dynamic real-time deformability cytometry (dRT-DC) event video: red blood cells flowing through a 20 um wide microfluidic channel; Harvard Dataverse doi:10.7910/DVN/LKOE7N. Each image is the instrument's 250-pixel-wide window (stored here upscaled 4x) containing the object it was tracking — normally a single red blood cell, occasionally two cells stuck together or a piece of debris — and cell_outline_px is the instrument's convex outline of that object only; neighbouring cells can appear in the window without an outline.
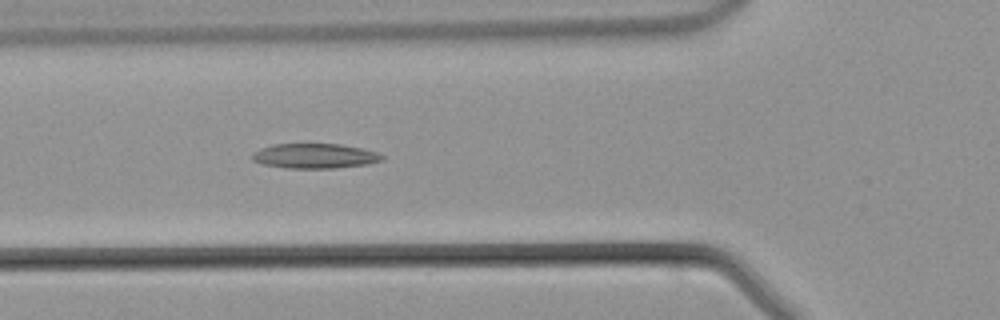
{"species": "common noctule bat (a hibernating species)", "species_latin": "Nyctalus noctula", "temperature_condition": "warm", "stored_images_in_passage": 39, "segment_of_instrument_passage": [1, 2], "camera_frame_rate_fps": 3000, "um_per_image_px": 0.085, "animal": {"sex": "male", "body_mass_g": 21.5, "forearm_length_mm": 52.0}, "frame": {"image": 1, "passage_image": 15, "time_ms": 4.667, "image_size_px": [1000, 320], "cell_outline_px": [[384, 160], [364, 164], [336, 168], [284, 168], [264, 164], [252, 160], [252, 152], [260, 148], [272, 144], [340, 144], [360, 148], [376, 152], [384, 156]], "centroid_in_image_um": [26.71, 13.25], "position_along_channel_um": 99.1, "area_um2": 18.73}}
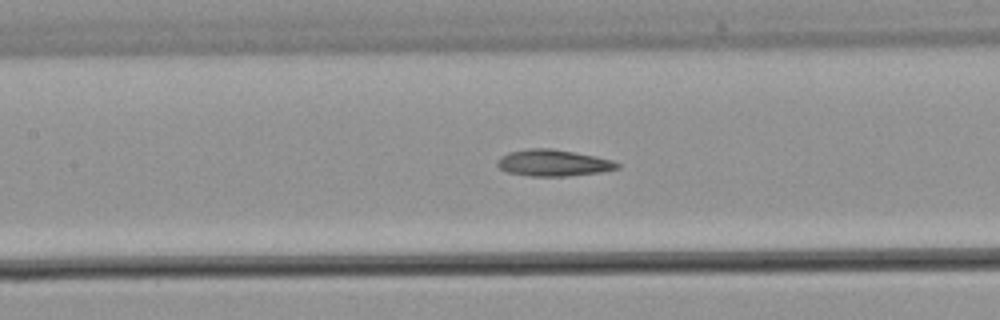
{"frame": {"image": 2, "passage_image": 19, "time_ms": 6.0, "image_size_px": [1000, 320], "cell_outline_px": [[620, 168], [600, 172], [568, 176], [528, 176], [508, 172], [500, 168], [496, 164], [496, 160], [500, 156], [508, 152], [528, 148], [552, 148], [576, 152], [596, 156], [612, 160], [620, 164]], "centroid_in_image_um": [47.01, 13.84], "position_along_channel_um": 160.4, "area_um2": 18.73}}
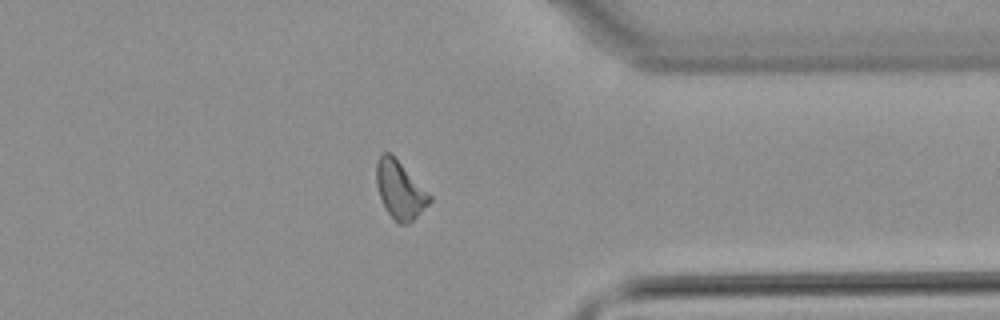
{"frame": {"image": 3, "passage_image": 34, "time_ms": 11.0, "image_size_px": [1000, 320], "cell_outline_px": [[432, 200], [408, 224], [400, 224], [388, 212], [380, 196], [376, 184], [376, 160], [384, 152], [392, 152], [432, 196]], "centroid_in_image_um": [33.99, 16.08], "position_along_channel_um": 377.4, "area_um2": 17.8}}